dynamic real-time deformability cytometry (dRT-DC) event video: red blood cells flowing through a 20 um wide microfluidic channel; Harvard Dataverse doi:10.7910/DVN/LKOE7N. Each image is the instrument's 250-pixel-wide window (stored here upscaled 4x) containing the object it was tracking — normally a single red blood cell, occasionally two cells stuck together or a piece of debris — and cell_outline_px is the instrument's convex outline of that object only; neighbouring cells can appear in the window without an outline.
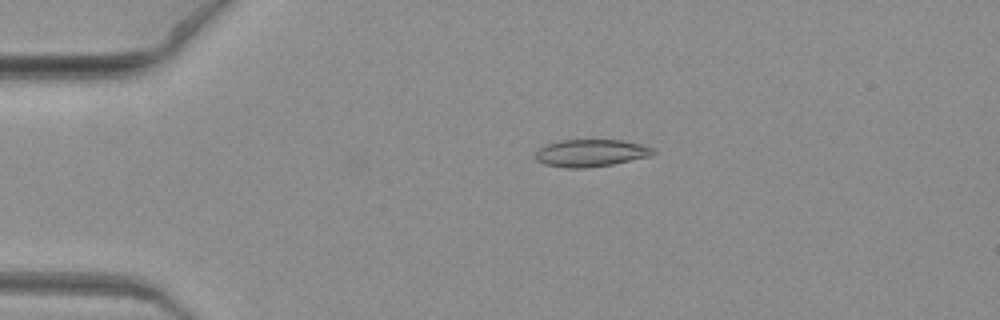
{"species": "common noctule bat (a hibernating species)", "species_latin": "Nyctalus noctula", "temperature_condition": "warm", "stored_images_in_passage": 2, "camera_frame_rate_fps": 3000, "um_per_image_px": 0.085, "animal": {"sex": "female", "body_mass_g": 19.3, "forearm_length_mm": 54.1}, "frame": {"image": 1, "passage_image": 2, "time_ms": 0.333, "image_size_px": [1000, 320], "cell_outline_px": [[656, 152], [648, 156], [612, 164], [588, 168], [564, 168], [544, 164], [536, 160], [536, 152], [544, 144], [560, 140], [620, 140], [644, 144], [652, 148]], "centroid_in_image_um": [50.19, 13.0], "position_along_channel_um": 34.8, "area_um2": 18.73}}